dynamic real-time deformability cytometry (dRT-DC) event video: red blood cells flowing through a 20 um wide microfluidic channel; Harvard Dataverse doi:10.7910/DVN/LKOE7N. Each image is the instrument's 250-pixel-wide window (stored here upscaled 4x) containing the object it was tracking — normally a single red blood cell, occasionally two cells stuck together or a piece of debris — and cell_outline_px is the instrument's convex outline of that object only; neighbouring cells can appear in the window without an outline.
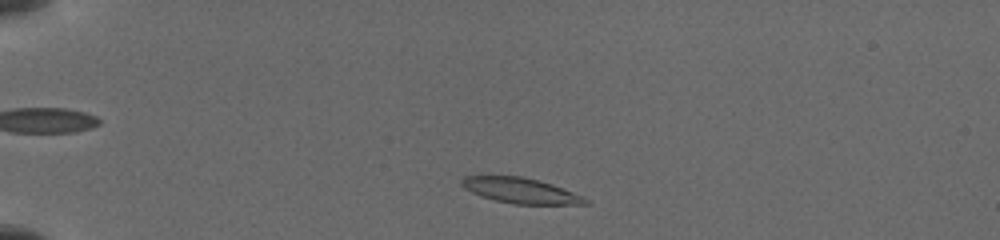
{"species": "common noctule bat (a hibernating species)", "species_latin": "Nyctalus noctula", "temperature_condition": "cold", "stored_images_in_passage": 19, "camera_frame_rate_fps": 3000, "um_per_image_px": 0.085, "animal": {"sex": "female", "body_mass_g": 19.5, "forearm_length_mm": 54.1}, "frame": {"image": 1, "passage_image": 3, "time_ms": 0.667, "image_size_px": [1000, 240], "cell_outline_px": [[592, 204], [516, 204], [496, 200], [480, 196], [464, 188], [460, 184], [460, 180], [464, 176], [520, 176], [552, 184], [572, 192], [588, 200]], "centroid_in_image_um": [44.21, 16.2], "position_along_channel_um": 40.8, "area_um2": 18.03}}
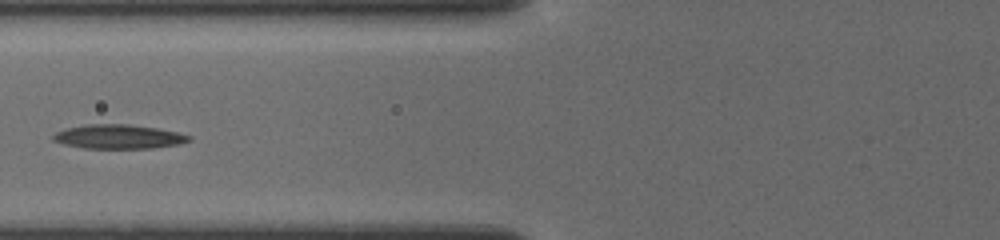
{"frame": {"image": 2, "passage_image": 10, "time_ms": 4.0, "image_size_px": [1000, 240], "cell_outline_px": [[192, 140], [180, 144], [152, 148], [84, 148], [64, 144], [52, 140], [52, 136], [56, 132], [68, 128], [88, 124], [128, 124], [156, 128], [180, 132], [192, 136]], "centroid_in_image_um": [10.13, 11.62], "position_along_channel_um": 115.7, "area_um2": 19.13}}
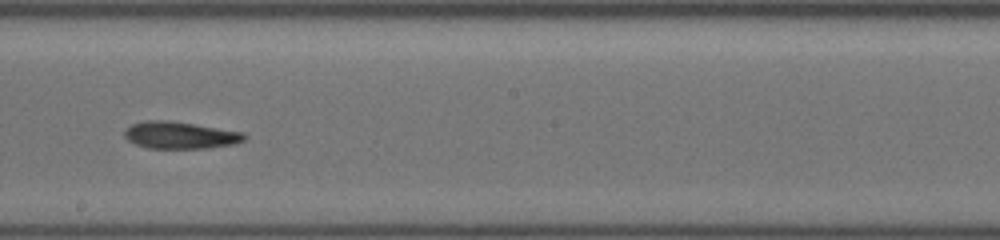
{"frame": {"image": 3, "passage_image": 17, "time_ms": 7.0, "image_size_px": [1000, 240], "cell_outline_px": [[248, 136], [244, 140], [236, 144], [208, 148], [148, 148], [136, 144], [128, 140], [124, 136], [124, 132], [132, 124], [192, 124], [244, 132]], "centroid_in_image_um": [15.46, 11.57], "position_along_channel_um": 232.7, "area_um2": 17.63}}